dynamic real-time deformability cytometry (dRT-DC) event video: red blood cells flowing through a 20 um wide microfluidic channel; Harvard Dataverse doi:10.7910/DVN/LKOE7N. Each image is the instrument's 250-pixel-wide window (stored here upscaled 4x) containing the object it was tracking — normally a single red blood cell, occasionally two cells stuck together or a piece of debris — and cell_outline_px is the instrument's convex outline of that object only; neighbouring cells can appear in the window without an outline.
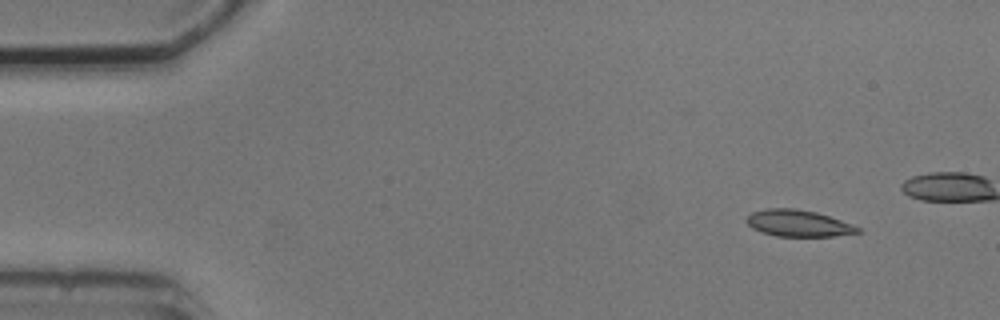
{"species": "common noctule bat (a hibernating species)", "species_latin": "Nyctalus noctula", "temperature_condition": "cold", "stored_images_in_passage": 5, "camera_frame_rate_fps": 3000, "um_per_image_px": 0.085, "animal": {"sex": "male", "body_mass_g": 20.5, "forearm_length_mm": 52.5}, "frame": {"image": 1, "passage_image": 2, "time_ms": 2.0, "image_size_px": [1000, 320], "cell_outline_px": [[864, 232], [836, 236], [776, 236], [752, 228], [744, 220], [752, 212], [768, 208], [792, 208], [816, 212], [852, 224], [860, 228]], "centroid_in_image_um": [67.88, 18.98], "position_along_channel_um": 17.1, "area_um2": 17.17}}